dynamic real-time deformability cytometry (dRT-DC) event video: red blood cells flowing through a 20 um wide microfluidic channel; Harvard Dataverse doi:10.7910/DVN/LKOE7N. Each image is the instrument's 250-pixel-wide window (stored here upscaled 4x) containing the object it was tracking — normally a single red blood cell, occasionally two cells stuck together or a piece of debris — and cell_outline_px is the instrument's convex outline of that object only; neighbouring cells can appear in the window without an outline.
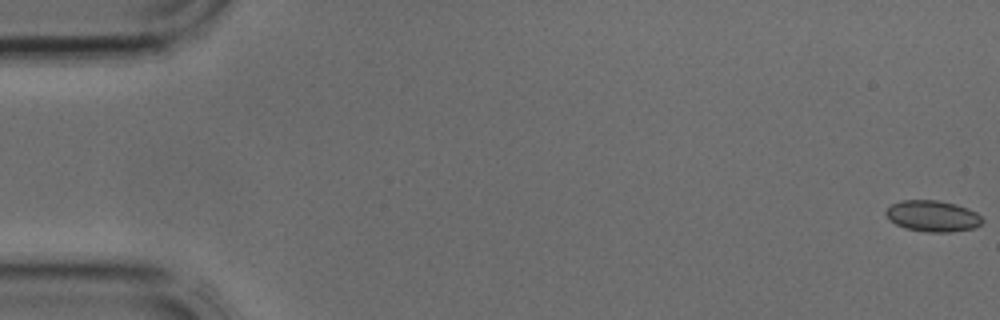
{"species": "common noctule bat (a hibernating species)", "species_latin": "Nyctalus noctula", "temperature_condition": "cold", "stored_images_in_passage": 40, "camera_frame_rate_fps": 3000, "um_per_image_px": 0.085, "animal": {"sex": "male", "body_mass_g": 17.9, "forearm_length_mm": 54.2}, "frame": {"image": 1, "passage_image": 1, "time_ms": 0.0, "image_size_px": [1000, 320], "cell_outline_px": [[984, 220], [980, 224], [972, 228], [952, 232], [924, 232], [904, 228], [888, 220], [884, 212], [892, 204], [900, 200], [936, 200], [956, 204], [968, 208], [976, 212]], "centroid_in_image_um": [79.24, 18.37], "position_along_channel_um": 5.8, "area_um2": 17.63}}
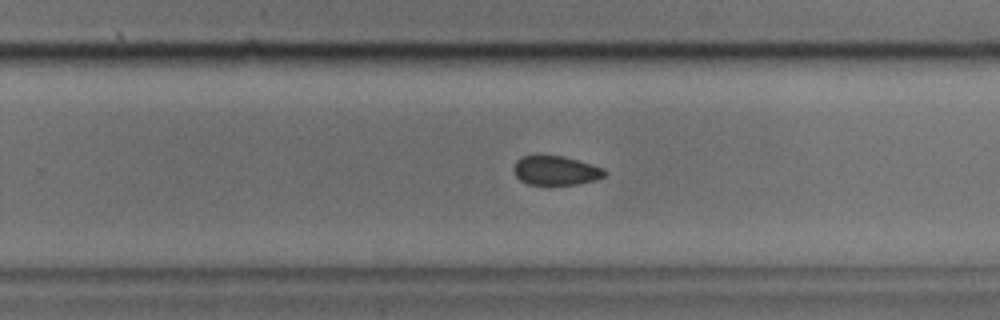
{"frame": {"image": 2, "passage_image": 26, "time_ms": 8.333, "image_size_px": [1000, 320], "cell_outline_px": [[608, 172], [604, 176], [596, 180], [576, 184], [528, 184], [520, 180], [516, 176], [512, 168], [516, 160], [520, 156], [564, 156], [592, 164], [604, 168]], "centroid_in_image_um": [47.24, 14.49], "position_along_channel_um": 282.6, "area_um2": 15.49}}
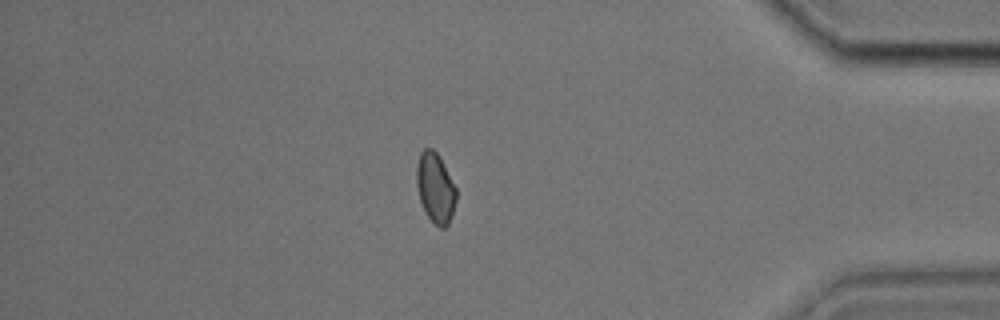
{"frame": {"image": 3, "passage_image": 35, "time_ms": 11.333, "image_size_px": [1000, 320], "cell_outline_px": [[456, 200], [448, 224], [444, 228], [440, 228], [428, 216], [420, 200], [416, 184], [416, 168], [420, 152], [424, 148], [432, 148], [440, 156], [456, 188]], "centroid_in_image_um": [37.0, 15.92], "position_along_channel_um": 398.2, "area_um2": 16.01}}